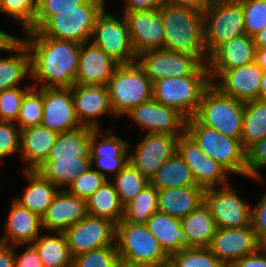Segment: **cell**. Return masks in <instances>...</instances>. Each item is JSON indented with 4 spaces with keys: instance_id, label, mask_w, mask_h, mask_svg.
<instances>
[{
    "instance_id": "cell-1",
    "label": "cell",
    "mask_w": 266,
    "mask_h": 267,
    "mask_svg": "<svg viewBox=\"0 0 266 267\" xmlns=\"http://www.w3.org/2000/svg\"><path fill=\"white\" fill-rule=\"evenodd\" d=\"M20 38L29 49L34 87L71 88L76 84L82 43L42 36L37 30H28Z\"/></svg>"
},
{
    "instance_id": "cell-2",
    "label": "cell",
    "mask_w": 266,
    "mask_h": 267,
    "mask_svg": "<svg viewBox=\"0 0 266 267\" xmlns=\"http://www.w3.org/2000/svg\"><path fill=\"white\" fill-rule=\"evenodd\" d=\"M159 11L165 32L164 49L190 54L207 63L203 13L170 3Z\"/></svg>"
},
{
    "instance_id": "cell-3",
    "label": "cell",
    "mask_w": 266,
    "mask_h": 267,
    "mask_svg": "<svg viewBox=\"0 0 266 267\" xmlns=\"http://www.w3.org/2000/svg\"><path fill=\"white\" fill-rule=\"evenodd\" d=\"M211 84L207 63L193 75L168 77L153 82L152 93L156 102L174 108L186 119L194 117L205 89Z\"/></svg>"
},
{
    "instance_id": "cell-4",
    "label": "cell",
    "mask_w": 266,
    "mask_h": 267,
    "mask_svg": "<svg viewBox=\"0 0 266 267\" xmlns=\"http://www.w3.org/2000/svg\"><path fill=\"white\" fill-rule=\"evenodd\" d=\"M245 102L222 93L212 83L205 89L195 118L223 135L240 139Z\"/></svg>"
},
{
    "instance_id": "cell-5",
    "label": "cell",
    "mask_w": 266,
    "mask_h": 267,
    "mask_svg": "<svg viewBox=\"0 0 266 267\" xmlns=\"http://www.w3.org/2000/svg\"><path fill=\"white\" fill-rule=\"evenodd\" d=\"M115 243L122 261L149 267L169 264V256L145 224H131L122 219L116 225Z\"/></svg>"
},
{
    "instance_id": "cell-6",
    "label": "cell",
    "mask_w": 266,
    "mask_h": 267,
    "mask_svg": "<svg viewBox=\"0 0 266 267\" xmlns=\"http://www.w3.org/2000/svg\"><path fill=\"white\" fill-rule=\"evenodd\" d=\"M185 132L230 174L246 177V150L240 139L225 136L201 124L195 117L186 119Z\"/></svg>"
},
{
    "instance_id": "cell-7",
    "label": "cell",
    "mask_w": 266,
    "mask_h": 267,
    "mask_svg": "<svg viewBox=\"0 0 266 267\" xmlns=\"http://www.w3.org/2000/svg\"><path fill=\"white\" fill-rule=\"evenodd\" d=\"M106 0H87L78 9L61 10L51 16L37 31L58 40L89 42L97 17L105 9Z\"/></svg>"
},
{
    "instance_id": "cell-8",
    "label": "cell",
    "mask_w": 266,
    "mask_h": 267,
    "mask_svg": "<svg viewBox=\"0 0 266 267\" xmlns=\"http://www.w3.org/2000/svg\"><path fill=\"white\" fill-rule=\"evenodd\" d=\"M109 101L114 115H126L135 106L153 98V83L137 62L118 65L108 84Z\"/></svg>"
},
{
    "instance_id": "cell-9",
    "label": "cell",
    "mask_w": 266,
    "mask_h": 267,
    "mask_svg": "<svg viewBox=\"0 0 266 267\" xmlns=\"http://www.w3.org/2000/svg\"><path fill=\"white\" fill-rule=\"evenodd\" d=\"M203 17L204 46L208 57L223 43L246 34L239 0H214Z\"/></svg>"
},
{
    "instance_id": "cell-10",
    "label": "cell",
    "mask_w": 266,
    "mask_h": 267,
    "mask_svg": "<svg viewBox=\"0 0 266 267\" xmlns=\"http://www.w3.org/2000/svg\"><path fill=\"white\" fill-rule=\"evenodd\" d=\"M118 17L105 9L97 17L91 42L114 61L120 64H132L137 60V54L132 48L128 24L123 14Z\"/></svg>"
},
{
    "instance_id": "cell-11",
    "label": "cell",
    "mask_w": 266,
    "mask_h": 267,
    "mask_svg": "<svg viewBox=\"0 0 266 267\" xmlns=\"http://www.w3.org/2000/svg\"><path fill=\"white\" fill-rule=\"evenodd\" d=\"M237 193L231 182L205 189L204 203L218 228L251 226V207Z\"/></svg>"
},
{
    "instance_id": "cell-12",
    "label": "cell",
    "mask_w": 266,
    "mask_h": 267,
    "mask_svg": "<svg viewBox=\"0 0 266 267\" xmlns=\"http://www.w3.org/2000/svg\"><path fill=\"white\" fill-rule=\"evenodd\" d=\"M136 62L152 83L171 76H191L203 65L196 56L165 49L141 52Z\"/></svg>"
},
{
    "instance_id": "cell-13",
    "label": "cell",
    "mask_w": 266,
    "mask_h": 267,
    "mask_svg": "<svg viewBox=\"0 0 266 267\" xmlns=\"http://www.w3.org/2000/svg\"><path fill=\"white\" fill-rule=\"evenodd\" d=\"M63 233L72 258L91 250L116 245V225L107 219L89 214Z\"/></svg>"
},
{
    "instance_id": "cell-14",
    "label": "cell",
    "mask_w": 266,
    "mask_h": 267,
    "mask_svg": "<svg viewBox=\"0 0 266 267\" xmlns=\"http://www.w3.org/2000/svg\"><path fill=\"white\" fill-rule=\"evenodd\" d=\"M135 149L129 143V163L149 181L155 172L177 152L178 137L170 134L144 133ZM134 149L131 153V149Z\"/></svg>"
},
{
    "instance_id": "cell-15",
    "label": "cell",
    "mask_w": 266,
    "mask_h": 267,
    "mask_svg": "<svg viewBox=\"0 0 266 267\" xmlns=\"http://www.w3.org/2000/svg\"><path fill=\"white\" fill-rule=\"evenodd\" d=\"M177 153L190 167L196 184L204 189L230 183L227 179L230 173L221 164L205 154L186 132L178 136Z\"/></svg>"
},
{
    "instance_id": "cell-16",
    "label": "cell",
    "mask_w": 266,
    "mask_h": 267,
    "mask_svg": "<svg viewBox=\"0 0 266 267\" xmlns=\"http://www.w3.org/2000/svg\"><path fill=\"white\" fill-rule=\"evenodd\" d=\"M145 133H160L181 136L185 133L186 118L174 108L151 98L135 106L126 114Z\"/></svg>"
},
{
    "instance_id": "cell-17",
    "label": "cell",
    "mask_w": 266,
    "mask_h": 267,
    "mask_svg": "<svg viewBox=\"0 0 266 267\" xmlns=\"http://www.w3.org/2000/svg\"><path fill=\"white\" fill-rule=\"evenodd\" d=\"M263 245L252 226L217 228L208 249L230 267L235 261L256 253Z\"/></svg>"
},
{
    "instance_id": "cell-18",
    "label": "cell",
    "mask_w": 266,
    "mask_h": 267,
    "mask_svg": "<svg viewBox=\"0 0 266 267\" xmlns=\"http://www.w3.org/2000/svg\"><path fill=\"white\" fill-rule=\"evenodd\" d=\"M100 130L92 129L90 142L91 167L106 178H108L107 173H114V176H116L129 163V142L124 140L123 137L114 135L110 130H106L103 134ZM100 136L102 137L99 141Z\"/></svg>"
},
{
    "instance_id": "cell-19",
    "label": "cell",
    "mask_w": 266,
    "mask_h": 267,
    "mask_svg": "<svg viewBox=\"0 0 266 267\" xmlns=\"http://www.w3.org/2000/svg\"><path fill=\"white\" fill-rule=\"evenodd\" d=\"M209 74L211 83L222 93L244 102L259 99L263 69L256 62Z\"/></svg>"
},
{
    "instance_id": "cell-20",
    "label": "cell",
    "mask_w": 266,
    "mask_h": 267,
    "mask_svg": "<svg viewBox=\"0 0 266 267\" xmlns=\"http://www.w3.org/2000/svg\"><path fill=\"white\" fill-rule=\"evenodd\" d=\"M43 115L41 125L57 133L80 127L71 88H42Z\"/></svg>"
},
{
    "instance_id": "cell-21",
    "label": "cell",
    "mask_w": 266,
    "mask_h": 267,
    "mask_svg": "<svg viewBox=\"0 0 266 267\" xmlns=\"http://www.w3.org/2000/svg\"><path fill=\"white\" fill-rule=\"evenodd\" d=\"M128 24L129 37L134 52L164 49L165 32L160 11L122 13Z\"/></svg>"
},
{
    "instance_id": "cell-22",
    "label": "cell",
    "mask_w": 266,
    "mask_h": 267,
    "mask_svg": "<svg viewBox=\"0 0 266 267\" xmlns=\"http://www.w3.org/2000/svg\"><path fill=\"white\" fill-rule=\"evenodd\" d=\"M75 112L81 126L101 129L100 116L112 114L109 91L106 85H79L71 87Z\"/></svg>"
},
{
    "instance_id": "cell-23",
    "label": "cell",
    "mask_w": 266,
    "mask_h": 267,
    "mask_svg": "<svg viewBox=\"0 0 266 267\" xmlns=\"http://www.w3.org/2000/svg\"><path fill=\"white\" fill-rule=\"evenodd\" d=\"M0 51L11 53L10 56L0 57L1 92L19 87L26 77H31V69L29 49L21 38L14 35L3 36L0 39Z\"/></svg>"
},
{
    "instance_id": "cell-24",
    "label": "cell",
    "mask_w": 266,
    "mask_h": 267,
    "mask_svg": "<svg viewBox=\"0 0 266 267\" xmlns=\"http://www.w3.org/2000/svg\"><path fill=\"white\" fill-rule=\"evenodd\" d=\"M87 214L86 200L70 194L67 190H59L41 217L42 229L64 232Z\"/></svg>"
},
{
    "instance_id": "cell-25",
    "label": "cell",
    "mask_w": 266,
    "mask_h": 267,
    "mask_svg": "<svg viewBox=\"0 0 266 267\" xmlns=\"http://www.w3.org/2000/svg\"><path fill=\"white\" fill-rule=\"evenodd\" d=\"M10 204V212L4 224V235L2 234L0 243L17 247L32 244L43 230L41 217L21 206L14 199Z\"/></svg>"
},
{
    "instance_id": "cell-26",
    "label": "cell",
    "mask_w": 266,
    "mask_h": 267,
    "mask_svg": "<svg viewBox=\"0 0 266 267\" xmlns=\"http://www.w3.org/2000/svg\"><path fill=\"white\" fill-rule=\"evenodd\" d=\"M119 64L91 41L84 42L80 50L76 84L106 85Z\"/></svg>"
},
{
    "instance_id": "cell-27",
    "label": "cell",
    "mask_w": 266,
    "mask_h": 267,
    "mask_svg": "<svg viewBox=\"0 0 266 267\" xmlns=\"http://www.w3.org/2000/svg\"><path fill=\"white\" fill-rule=\"evenodd\" d=\"M256 43L247 34L220 45L207 62L209 71H226L255 62Z\"/></svg>"
},
{
    "instance_id": "cell-28",
    "label": "cell",
    "mask_w": 266,
    "mask_h": 267,
    "mask_svg": "<svg viewBox=\"0 0 266 267\" xmlns=\"http://www.w3.org/2000/svg\"><path fill=\"white\" fill-rule=\"evenodd\" d=\"M59 133L42 125L21 129L20 158L23 170H37L49 156Z\"/></svg>"
},
{
    "instance_id": "cell-29",
    "label": "cell",
    "mask_w": 266,
    "mask_h": 267,
    "mask_svg": "<svg viewBox=\"0 0 266 267\" xmlns=\"http://www.w3.org/2000/svg\"><path fill=\"white\" fill-rule=\"evenodd\" d=\"M204 192L199 185L158 190V211L182 219L204 203Z\"/></svg>"
},
{
    "instance_id": "cell-30",
    "label": "cell",
    "mask_w": 266,
    "mask_h": 267,
    "mask_svg": "<svg viewBox=\"0 0 266 267\" xmlns=\"http://www.w3.org/2000/svg\"><path fill=\"white\" fill-rule=\"evenodd\" d=\"M23 172L29 185L25 188L22 196L13 199L21 206L42 217L59 189L37 170H23Z\"/></svg>"
},
{
    "instance_id": "cell-31",
    "label": "cell",
    "mask_w": 266,
    "mask_h": 267,
    "mask_svg": "<svg viewBox=\"0 0 266 267\" xmlns=\"http://www.w3.org/2000/svg\"><path fill=\"white\" fill-rule=\"evenodd\" d=\"M180 221L186 247H208L218 228L205 203Z\"/></svg>"
},
{
    "instance_id": "cell-32",
    "label": "cell",
    "mask_w": 266,
    "mask_h": 267,
    "mask_svg": "<svg viewBox=\"0 0 266 267\" xmlns=\"http://www.w3.org/2000/svg\"><path fill=\"white\" fill-rule=\"evenodd\" d=\"M91 167L90 158L46 159L37 171L50 180L59 190H67L78 175Z\"/></svg>"
},
{
    "instance_id": "cell-33",
    "label": "cell",
    "mask_w": 266,
    "mask_h": 267,
    "mask_svg": "<svg viewBox=\"0 0 266 267\" xmlns=\"http://www.w3.org/2000/svg\"><path fill=\"white\" fill-rule=\"evenodd\" d=\"M145 225L169 257L186 248L180 219L157 211Z\"/></svg>"
},
{
    "instance_id": "cell-34",
    "label": "cell",
    "mask_w": 266,
    "mask_h": 267,
    "mask_svg": "<svg viewBox=\"0 0 266 267\" xmlns=\"http://www.w3.org/2000/svg\"><path fill=\"white\" fill-rule=\"evenodd\" d=\"M92 129L80 126L74 130L59 133L47 159L90 158Z\"/></svg>"
},
{
    "instance_id": "cell-35",
    "label": "cell",
    "mask_w": 266,
    "mask_h": 267,
    "mask_svg": "<svg viewBox=\"0 0 266 267\" xmlns=\"http://www.w3.org/2000/svg\"><path fill=\"white\" fill-rule=\"evenodd\" d=\"M49 235L42 233L35 239L32 245L36 248L43 267H72L71 257L66 236L63 232H52Z\"/></svg>"
},
{
    "instance_id": "cell-36",
    "label": "cell",
    "mask_w": 266,
    "mask_h": 267,
    "mask_svg": "<svg viewBox=\"0 0 266 267\" xmlns=\"http://www.w3.org/2000/svg\"><path fill=\"white\" fill-rule=\"evenodd\" d=\"M87 213L94 217L107 219L117 225L123 219L124 205L112 181L105 182L86 200Z\"/></svg>"
},
{
    "instance_id": "cell-37",
    "label": "cell",
    "mask_w": 266,
    "mask_h": 267,
    "mask_svg": "<svg viewBox=\"0 0 266 267\" xmlns=\"http://www.w3.org/2000/svg\"><path fill=\"white\" fill-rule=\"evenodd\" d=\"M150 184L157 190L197 185L190 167L177 152L155 172Z\"/></svg>"
},
{
    "instance_id": "cell-38",
    "label": "cell",
    "mask_w": 266,
    "mask_h": 267,
    "mask_svg": "<svg viewBox=\"0 0 266 267\" xmlns=\"http://www.w3.org/2000/svg\"><path fill=\"white\" fill-rule=\"evenodd\" d=\"M266 137V101L254 99L245 102L241 145L247 150Z\"/></svg>"
},
{
    "instance_id": "cell-39",
    "label": "cell",
    "mask_w": 266,
    "mask_h": 267,
    "mask_svg": "<svg viewBox=\"0 0 266 267\" xmlns=\"http://www.w3.org/2000/svg\"><path fill=\"white\" fill-rule=\"evenodd\" d=\"M158 190L151 184L124 205L123 220L131 224H146L158 211Z\"/></svg>"
},
{
    "instance_id": "cell-40",
    "label": "cell",
    "mask_w": 266,
    "mask_h": 267,
    "mask_svg": "<svg viewBox=\"0 0 266 267\" xmlns=\"http://www.w3.org/2000/svg\"><path fill=\"white\" fill-rule=\"evenodd\" d=\"M112 184L118 193L121 203L126 205L149 185L150 181L128 163L116 176H113Z\"/></svg>"
},
{
    "instance_id": "cell-41",
    "label": "cell",
    "mask_w": 266,
    "mask_h": 267,
    "mask_svg": "<svg viewBox=\"0 0 266 267\" xmlns=\"http://www.w3.org/2000/svg\"><path fill=\"white\" fill-rule=\"evenodd\" d=\"M171 267H227L208 247H186L169 257Z\"/></svg>"
},
{
    "instance_id": "cell-42",
    "label": "cell",
    "mask_w": 266,
    "mask_h": 267,
    "mask_svg": "<svg viewBox=\"0 0 266 267\" xmlns=\"http://www.w3.org/2000/svg\"><path fill=\"white\" fill-rule=\"evenodd\" d=\"M42 115V88L33 86L24 95L16 124L19 126L20 129L41 125Z\"/></svg>"
},
{
    "instance_id": "cell-43",
    "label": "cell",
    "mask_w": 266,
    "mask_h": 267,
    "mask_svg": "<svg viewBox=\"0 0 266 267\" xmlns=\"http://www.w3.org/2000/svg\"><path fill=\"white\" fill-rule=\"evenodd\" d=\"M38 5L39 0H0V12L16 20L26 32L33 26Z\"/></svg>"
},
{
    "instance_id": "cell-44",
    "label": "cell",
    "mask_w": 266,
    "mask_h": 267,
    "mask_svg": "<svg viewBox=\"0 0 266 267\" xmlns=\"http://www.w3.org/2000/svg\"><path fill=\"white\" fill-rule=\"evenodd\" d=\"M119 262L117 247L111 245L73 257L72 267H118Z\"/></svg>"
},
{
    "instance_id": "cell-45",
    "label": "cell",
    "mask_w": 266,
    "mask_h": 267,
    "mask_svg": "<svg viewBox=\"0 0 266 267\" xmlns=\"http://www.w3.org/2000/svg\"><path fill=\"white\" fill-rule=\"evenodd\" d=\"M33 87L28 83L24 88L13 87L0 92V121L16 123L24 95Z\"/></svg>"
},
{
    "instance_id": "cell-46",
    "label": "cell",
    "mask_w": 266,
    "mask_h": 267,
    "mask_svg": "<svg viewBox=\"0 0 266 267\" xmlns=\"http://www.w3.org/2000/svg\"><path fill=\"white\" fill-rule=\"evenodd\" d=\"M243 8L245 31L256 36L266 27V0H239Z\"/></svg>"
},
{
    "instance_id": "cell-47",
    "label": "cell",
    "mask_w": 266,
    "mask_h": 267,
    "mask_svg": "<svg viewBox=\"0 0 266 267\" xmlns=\"http://www.w3.org/2000/svg\"><path fill=\"white\" fill-rule=\"evenodd\" d=\"M107 181L108 179L105 176L90 167L85 173L78 175L67 191L83 200H87Z\"/></svg>"
},
{
    "instance_id": "cell-48",
    "label": "cell",
    "mask_w": 266,
    "mask_h": 267,
    "mask_svg": "<svg viewBox=\"0 0 266 267\" xmlns=\"http://www.w3.org/2000/svg\"><path fill=\"white\" fill-rule=\"evenodd\" d=\"M87 0H39L38 11L33 26L29 30H38L51 16L61 10L78 9V5Z\"/></svg>"
},
{
    "instance_id": "cell-49",
    "label": "cell",
    "mask_w": 266,
    "mask_h": 267,
    "mask_svg": "<svg viewBox=\"0 0 266 267\" xmlns=\"http://www.w3.org/2000/svg\"><path fill=\"white\" fill-rule=\"evenodd\" d=\"M21 129L16 123L0 121V161L20 153Z\"/></svg>"
},
{
    "instance_id": "cell-50",
    "label": "cell",
    "mask_w": 266,
    "mask_h": 267,
    "mask_svg": "<svg viewBox=\"0 0 266 267\" xmlns=\"http://www.w3.org/2000/svg\"><path fill=\"white\" fill-rule=\"evenodd\" d=\"M266 168V137L246 150V177L262 180L260 170Z\"/></svg>"
},
{
    "instance_id": "cell-51",
    "label": "cell",
    "mask_w": 266,
    "mask_h": 267,
    "mask_svg": "<svg viewBox=\"0 0 266 267\" xmlns=\"http://www.w3.org/2000/svg\"><path fill=\"white\" fill-rule=\"evenodd\" d=\"M262 195L256 206L251 207V226L257 238L266 245V192Z\"/></svg>"
},
{
    "instance_id": "cell-52",
    "label": "cell",
    "mask_w": 266,
    "mask_h": 267,
    "mask_svg": "<svg viewBox=\"0 0 266 267\" xmlns=\"http://www.w3.org/2000/svg\"><path fill=\"white\" fill-rule=\"evenodd\" d=\"M125 4L122 13H133L140 11H150L153 9H163L169 2L168 0H124Z\"/></svg>"
},
{
    "instance_id": "cell-53",
    "label": "cell",
    "mask_w": 266,
    "mask_h": 267,
    "mask_svg": "<svg viewBox=\"0 0 266 267\" xmlns=\"http://www.w3.org/2000/svg\"><path fill=\"white\" fill-rule=\"evenodd\" d=\"M26 246V250L21 254H18L15 248L14 267H43L36 248L32 244H26Z\"/></svg>"
},
{
    "instance_id": "cell-54",
    "label": "cell",
    "mask_w": 266,
    "mask_h": 267,
    "mask_svg": "<svg viewBox=\"0 0 266 267\" xmlns=\"http://www.w3.org/2000/svg\"><path fill=\"white\" fill-rule=\"evenodd\" d=\"M230 267H266V245L256 253L235 261Z\"/></svg>"
},
{
    "instance_id": "cell-55",
    "label": "cell",
    "mask_w": 266,
    "mask_h": 267,
    "mask_svg": "<svg viewBox=\"0 0 266 267\" xmlns=\"http://www.w3.org/2000/svg\"><path fill=\"white\" fill-rule=\"evenodd\" d=\"M15 247L0 243V267H14Z\"/></svg>"
},
{
    "instance_id": "cell-56",
    "label": "cell",
    "mask_w": 266,
    "mask_h": 267,
    "mask_svg": "<svg viewBox=\"0 0 266 267\" xmlns=\"http://www.w3.org/2000/svg\"><path fill=\"white\" fill-rule=\"evenodd\" d=\"M214 0H168L170 4L184 6L204 13Z\"/></svg>"
},
{
    "instance_id": "cell-57",
    "label": "cell",
    "mask_w": 266,
    "mask_h": 267,
    "mask_svg": "<svg viewBox=\"0 0 266 267\" xmlns=\"http://www.w3.org/2000/svg\"><path fill=\"white\" fill-rule=\"evenodd\" d=\"M255 62L263 69L266 70V47H257Z\"/></svg>"
},
{
    "instance_id": "cell-58",
    "label": "cell",
    "mask_w": 266,
    "mask_h": 267,
    "mask_svg": "<svg viewBox=\"0 0 266 267\" xmlns=\"http://www.w3.org/2000/svg\"><path fill=\"white\" fill-rule=\"evenodd\" d=\"M256 47H266V27L254 36Z\"/></svg>"
},
{
    "instance_id": "cell-59",
    "label": "cell",
    "mask_w": 266,
    "mask_h": 267,
    "mask_svg": "<svg viewBox=\"0 0 266 267\" xmlns=\"http://www.w3.org/2000/svg\"><path fill=\"white\" fill-rule=\"evenodd\" d=\"M259 99L266 101V70H263V76L261 79Z\"/></svg>"
},
{
    "instance_id": "cell-60",
    "label": "cell",
    "mask_w": 266,
    "mask_h": 267,
    "mask_svg": "<svg viewBox=\"0 0 266 267\" xmlns=\"http://www.w3.org/2000/svg\"><path fill=\"white\" fill-rule=\"evenodd\" d=\"M118 267H149L146 265L133 264L120 260Z\"/></svg>"
},
{
    "instance_id": "cell-61",
    "label": "cell",
    "mask_w": 266,
    "mask_h": 267,
    "mask_svg": "<svg viewBox=\"0 0 266 267\" xmlns=\"http://www.w3.org/2000/svg\"><path fill=\"white\" fill-rule=\"evenodd\" d=\"M3 36H12V34L7 33V32H4V30H0V39H1Z\"/></svg>"
},
{
    "instance_id": "cell-62",
    "label": "cell",
    "mask_w": 266,
    "mask_h": 267,
    "mask_svg": "<svg viewBox=\"0 0 266 267\" xmlns=\"http://www.w3.org/2000/svg\"><path fill=\"white\" fill-rule=\"evenodd\" d=\"M161 267H171L169 264L168 265H165V266H161Z\"/></svg>"
}]
</instances>
